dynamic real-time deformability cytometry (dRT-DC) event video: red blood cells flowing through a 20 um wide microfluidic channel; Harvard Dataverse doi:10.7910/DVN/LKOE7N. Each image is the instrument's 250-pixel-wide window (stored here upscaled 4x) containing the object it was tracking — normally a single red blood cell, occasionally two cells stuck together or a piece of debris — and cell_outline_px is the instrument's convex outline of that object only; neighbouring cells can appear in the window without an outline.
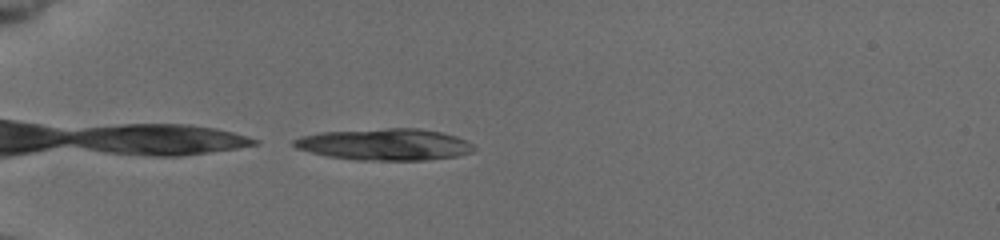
{"species": "common noctule bat (a hibernating species)", "species_latin": "Nyctalus noctula", "temperature_condition": "cold", "stored_images_in_passage": 18, "camera_frame_rate_fps": 3000, "um_per_image_px": 0.085, "animal": {"sex": "female", "body_mass_g": 19.5, "forearm_length_mm": 54.1}, "frame": {"image": 1, "passage_image": 1, "time_ms": 0.0, "image_size_px": [1000, 240], "cell_outline_px": [[476, 148], [472, 152], [456, 156], [424, 160], [356, 160], [328, 156], [296, 148], [292, 144], [292, 140], [304, 136], [320, 132], [388, 128], [416, 128], [440, 132], [456, 136], [472, 144]], "centroid_in_image_um": [32.71, 12.28], "position_along_channel_um": 52.3, "area_um2": 32.95}}